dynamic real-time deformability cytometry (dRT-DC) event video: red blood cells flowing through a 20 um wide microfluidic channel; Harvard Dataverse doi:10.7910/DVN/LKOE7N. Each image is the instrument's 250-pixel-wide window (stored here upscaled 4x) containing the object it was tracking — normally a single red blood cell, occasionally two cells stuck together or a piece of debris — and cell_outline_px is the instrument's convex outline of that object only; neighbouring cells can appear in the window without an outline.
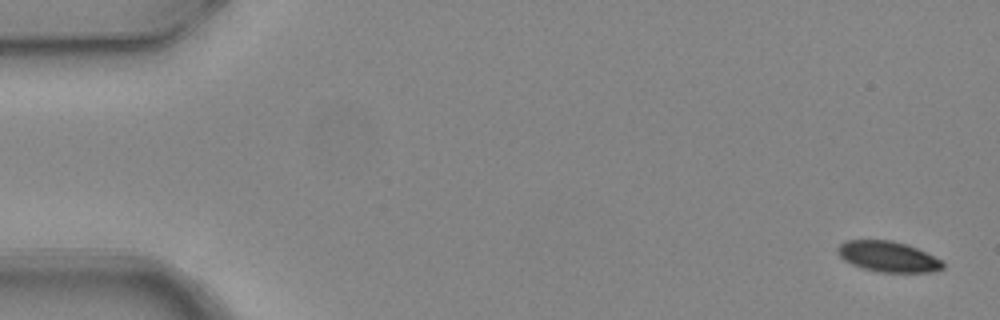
{"species": "common noctule bat (a hibernating species)", "species_latin": "Nyctalus noctula", "temperature_condition": "warm", "stored_images_in_passage": 5, "camera_frame_rate_fps": 3000, "um_per_image_px": 0.085, "animal": {"sex": "female", "body_mass_g": 24.6, "forearm_length_mm": 56.2}, "frame": {"image": 1, "passage_image": 1, "time_ms": 0.0, "image_size_px": [1000, 320], "cell_outline_px": [[944, 268], [932, 272], [880, 272], [864, 268], [852, 264], [844, 260], [836, 252], [836, 248], [844, 240], [892, 240], [908, 244], [944, 260]], "centroid_in_image_um": [75.51, 21.8], "position_along_channel_um": 9.5, "area_um2": 18.96}}
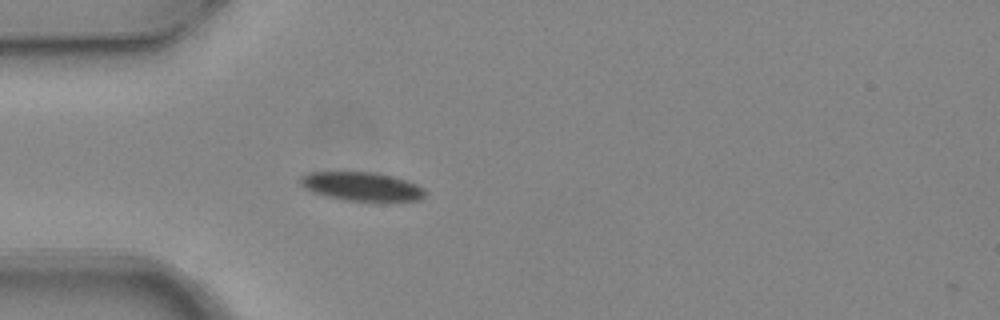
{"frame": {"image": 2, "passage_image": 5, "time_ms": 1.333, "image_size_px": [1000, 320], "cell_outline_px": [[428, 192], [420, 200], [344, 200], [324, 196], [312, 192], [304, 188], [300, 184], [300, 176], [308, 172], [376, 172], [392, 176], [416, 184], [424, 188]], "centroid_in_image_um": [30.71, 15.83], "position_along_channel_um": 54.3, "area_um2": 20.81}}